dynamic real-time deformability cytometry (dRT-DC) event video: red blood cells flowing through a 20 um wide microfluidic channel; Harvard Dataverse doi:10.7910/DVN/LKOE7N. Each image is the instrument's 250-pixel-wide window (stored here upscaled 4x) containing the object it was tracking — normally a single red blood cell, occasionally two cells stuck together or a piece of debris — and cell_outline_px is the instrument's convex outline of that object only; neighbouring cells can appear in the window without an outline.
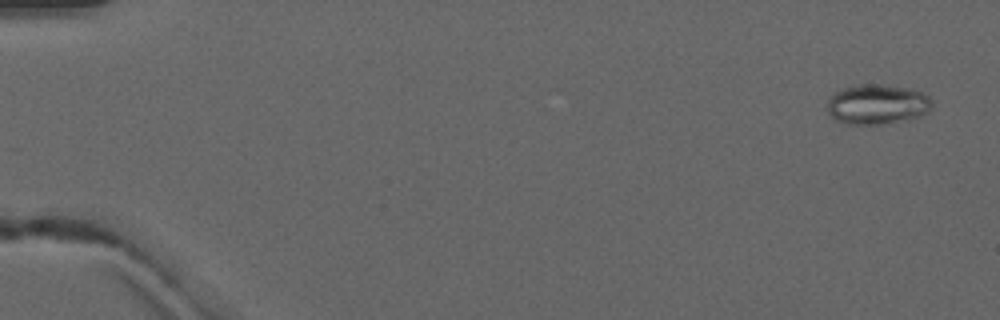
{"species": "common noctule bat (a hibernating species)", "species_latin": "Nyctalus noctula", "temperature_condition": "warm", "stored_images_in_passage": 5, "camera_frame_rate_fps": 3000, "um_per_image_px": 0.085, "animal": {"sex": "male", "forearm_length_mm": 52.5}, "frame": {"image": 1, "passage_image": 1, "time_ms": 0.0, "image_size_px": [1000, 320], "cell_outline_px": [[932, 108], [928, 112], [920, 116], [880, 124], [848, 124], [836, 120], [828, 112], [828, 100], [836, 92], [844, 88], [860, 84], [880, 84], [908, 88], [924, 92], [932, 100]], "centroid_in_image_um": [74.59, 8.85], "position_along_channel_um": 10.4, "area_um2": 24.22}}